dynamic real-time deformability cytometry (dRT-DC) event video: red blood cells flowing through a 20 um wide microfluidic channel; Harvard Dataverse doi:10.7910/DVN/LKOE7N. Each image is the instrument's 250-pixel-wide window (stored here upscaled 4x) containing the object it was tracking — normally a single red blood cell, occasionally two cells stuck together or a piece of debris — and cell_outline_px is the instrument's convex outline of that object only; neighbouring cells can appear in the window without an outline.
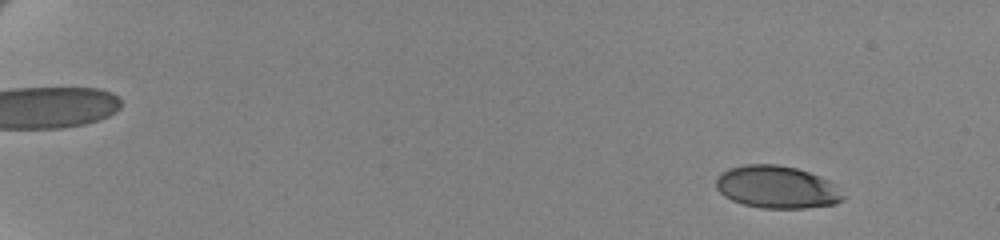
{"species": "human", "species_latin": "Homo sapiens", "temperature_condition": "cold", "stored_images_in_passage": 23, "camera_frame_rate_fps": 3000, "um_per_image_px": 0.085, "donor": {"sex": "female"}, "frame": {"image": 1, "passage_image": 7, "time_ms": 2.0, "image_size_px": [1000, 240], "cell_outline_px": [[844, 200], [836, 204], [804, 208], [760, 208], [744, 204], [732, 200], [724, 196], [716, 188], [716, 180], [724, 172], [732, 168], [744, 164], [776, 164], [796, 168], [808, 172], [828, 180], [844, 196]], "centroid_in_image_um": [66.03, 15.91], "position_along_channel_um": 19.0, "area_um2": 31.1}}